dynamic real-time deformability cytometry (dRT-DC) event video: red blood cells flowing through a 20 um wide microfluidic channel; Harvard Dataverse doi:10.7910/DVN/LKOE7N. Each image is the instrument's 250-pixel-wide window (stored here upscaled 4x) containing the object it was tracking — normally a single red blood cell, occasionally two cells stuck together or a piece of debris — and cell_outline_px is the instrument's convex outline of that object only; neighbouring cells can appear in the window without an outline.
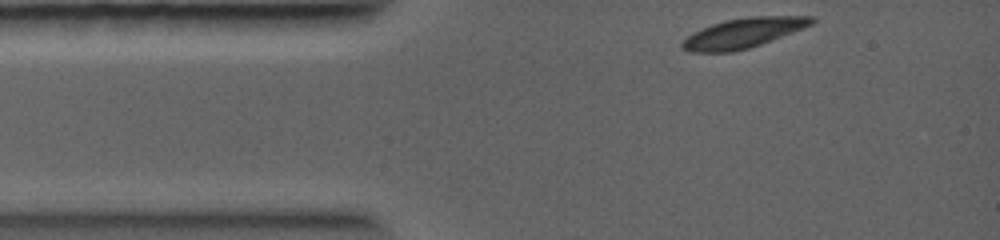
{"species": "common noctule bat (a hibernating species)", "species_latin": "Nyctalus noctula", "temperature_condition": "warm", "stored_images_in_passage": 16, "camera_frame_rate_fps": 5000, "um_per_image_px": 0.085, "animal": {"sex": "female", "body_mass_g": 19.0, "forearm_length_mm": 56.7}, "frame": {"image": 1, "passage_image": 1, "time_ms": 0.0, "image_size_px": [1000, 240], "cell_outline_px": [[816, 20], [812, 24], [804, 28], [760, 44], [748, 48], [732, 52], [688, 52], [680, 48], [680, 44], [688, 36], [712, 24], [728, 20], [748, 16], [816, 16]], "centroid_in_image_um": [63.2, 2.81], "position_along_channel_um": 21.8, "area_um2": 22.25}}
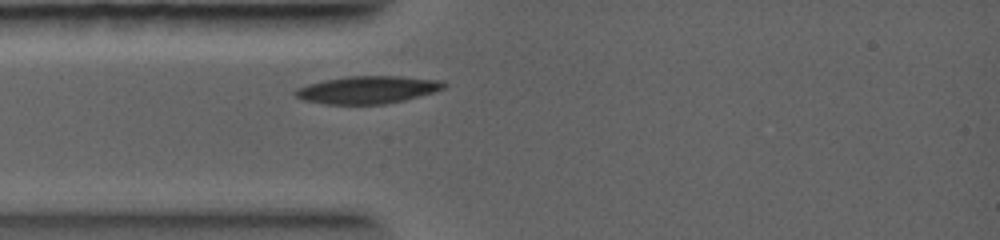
{"frame": {"image": 2, "passage_image": 8, "time_ms": 1.4, "image_size_px": [1000, 240], "cell_outline_px": [[448, 84], [444, 88], [432, 92], [404, 100], [384, 104], [324, 104], [304, 100], [296, 96], [292, 92], [296, 88], [308, 84], [324, 80], [348, 76], [400, 76], [444, 80]], "centroid_in_image_um": [31.24, 7.62], "position_along_channel_um": 53.8, "area_um2": 23.87}}